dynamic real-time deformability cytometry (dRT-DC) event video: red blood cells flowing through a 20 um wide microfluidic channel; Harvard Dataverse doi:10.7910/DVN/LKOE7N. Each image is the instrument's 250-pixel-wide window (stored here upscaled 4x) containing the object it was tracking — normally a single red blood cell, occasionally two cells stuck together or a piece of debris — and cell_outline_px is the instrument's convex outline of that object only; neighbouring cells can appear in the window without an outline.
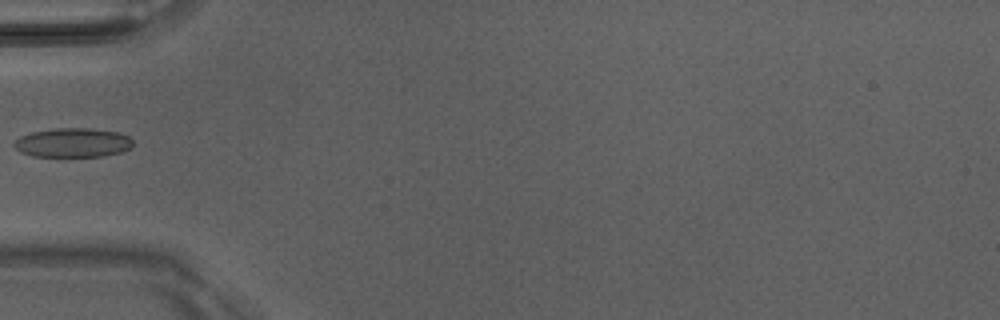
{"species": "Egyptian fruit bat (a non-hibernating species)", "species_latin": "Rousettus aegyptiacus", "temperature_condition": "room temperature", "stored_images_in_passage": 6, "camera_frame_rate_fps": 3000, "um_per_image_px": 0.085, "animal": {"sex": "male"}, "frame": {"image": 1, "passage_image": 6, "time_ms": 1.667, "image_size_px": [1000, 320], "cell_outline_px": [[132, 144], [128, 148], [120, 152], [100, 156], [32, 156], [20, 152], [12, 144], [20, 136], [32, 132], [56, 128], [88, 128], [120, 132], [128, 136], [132, 140]], "centroid_in_image_um": [6.16, 12.12], "position_along_channel_um": 78.8, "area_um2": 20.06}}